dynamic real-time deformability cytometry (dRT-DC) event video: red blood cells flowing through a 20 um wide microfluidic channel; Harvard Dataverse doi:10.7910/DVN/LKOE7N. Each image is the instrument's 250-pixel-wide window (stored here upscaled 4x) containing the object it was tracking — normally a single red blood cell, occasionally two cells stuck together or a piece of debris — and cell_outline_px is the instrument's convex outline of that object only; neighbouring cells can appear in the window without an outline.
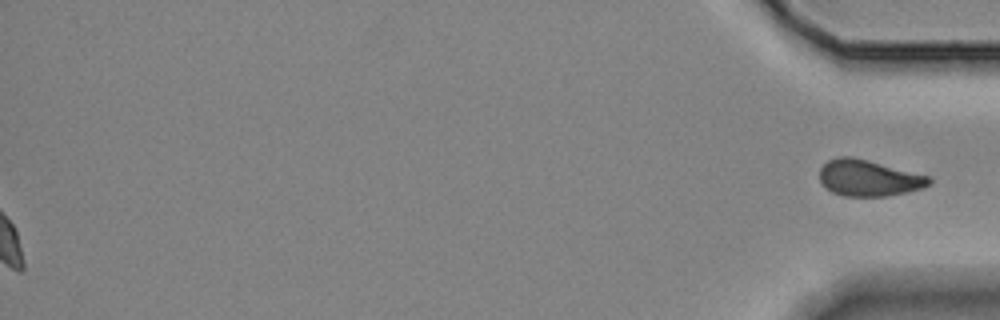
{"species": "Egyptian fruit bat (a non-hibernating species)", "species_latin": "Rousettus aegyptiacus", "temperature_condition": "room temperature", "stored_images_in_passage": 47, "segment_of_instrument_passage": [2, 2], "camera_frame_rate_fps": 3000, "um_per_image_px": 0.085, "animal": {"sex": "female"}, "frame": {"image": 1, "passage_image": 47, "time_ms": 15.333, "image_size_px": [1000, 320], "cell_outline_px": [[932, 180], [924, 188], [888, 196], [844, 196], [832, 192], [824, 188], [820, 184], [820, 168], [828, 160], [836, 156], [852, 156], [932, 176]], "centroid_in_image_um": [73.83, 15.12], "position_along_channel_um": 361.4, "area_um2": 23.47}}